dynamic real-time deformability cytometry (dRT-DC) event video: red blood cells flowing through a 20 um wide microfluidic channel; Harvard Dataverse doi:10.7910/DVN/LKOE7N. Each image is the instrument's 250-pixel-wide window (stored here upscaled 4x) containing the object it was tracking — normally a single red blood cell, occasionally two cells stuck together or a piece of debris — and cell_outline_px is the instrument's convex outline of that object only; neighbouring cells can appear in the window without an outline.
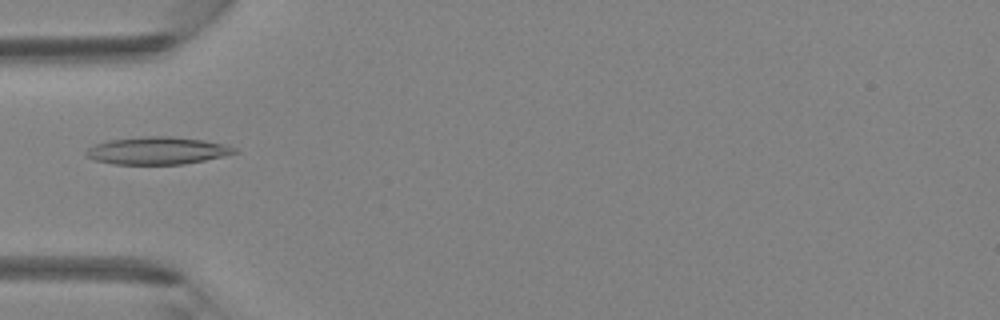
{"species": "Egyptian fruit bat (a non-hibernating species)", "species_latin": "Rousettus aegyptiacus", "temperature_condition": "room temperature", "stored_images_in_passage": 2, "camera_frame_rate_fps": 3000, "um_per_image_px": 0.085, "animal": {"sex": "female"}, "frame": {"image": 1, "passage_image": 2, "time_ms": 0.333, "image_size_px": [1000, 320], "cell_outline_px": [[240, 152], [224, 156], [184, 164], [112, 164], [96, 160], [84, 156], [84, 152], [88, 148], [96, 144], [108, 140], [144, 136], [172, 136], [204, 140], [224, 144], [236, 148]], "centroid_in_image_um": [13.37, 12.8], "position_along_channel_um": 71.6, "area_um2": 23.87}}